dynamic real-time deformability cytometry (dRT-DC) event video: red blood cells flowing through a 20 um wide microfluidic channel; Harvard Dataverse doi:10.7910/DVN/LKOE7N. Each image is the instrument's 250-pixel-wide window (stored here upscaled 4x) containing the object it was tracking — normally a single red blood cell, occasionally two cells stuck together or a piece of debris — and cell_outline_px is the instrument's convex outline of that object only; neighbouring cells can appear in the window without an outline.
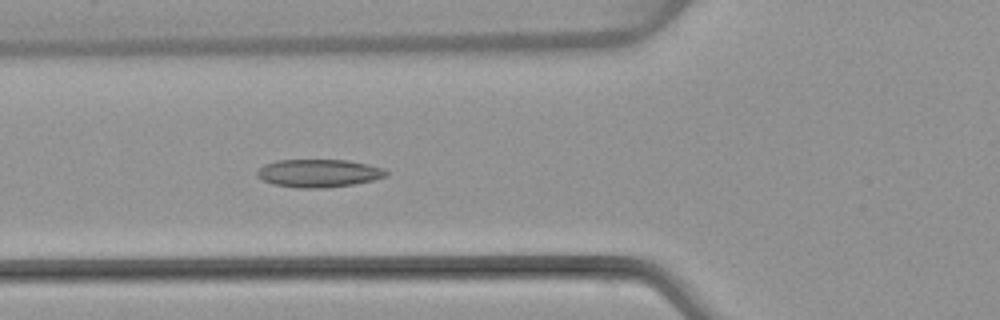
{"species": "common noctule bat (a hibernating species)", "species_latin": "Nyctalus noctula", "temperature_condition": "warm", "stored_images_in_passage": 6, "camera_frame_rate_fps": 3000, "um_per_image_px": 0.085, "animal": {"sex": "female", "body_mass_g": 22.7, "forearm_length_mm": 54.2}, "frame": {"image": 1, "passage_image": 6, "time_ms": 6.0, "image_size_px": [1000, 320], "cell_outline_px": [[388, 176], [372, 180], [352, 184], [324, 188], [300, 188], [272, 184], [256, 176], [256, 172], [264, 164], [276, 160], [348, 160], [368, 164], [384, 168], [388, 172]], "centroid_in_image_um": [27.09, 14.72], "position_along_channel_um": 98.7, "area_um2": 21.04}}